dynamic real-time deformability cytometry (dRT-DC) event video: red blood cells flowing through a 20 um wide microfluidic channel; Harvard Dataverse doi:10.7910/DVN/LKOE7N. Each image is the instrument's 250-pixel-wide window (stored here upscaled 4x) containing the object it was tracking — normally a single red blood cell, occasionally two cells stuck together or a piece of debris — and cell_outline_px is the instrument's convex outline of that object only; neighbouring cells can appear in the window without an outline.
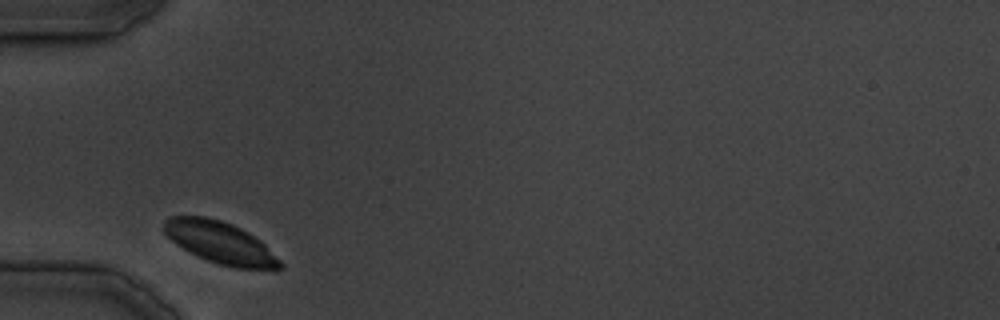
{"species": "common noctule bat (a hibernating species)", "species_latin": "Nyctalus noctula", "temperature_condition": "cold", "stored_images_in_passage": 23, "camera_frame_rate_fps": 3000, "um_per_image_px": 0.085, "animal": {"sex": "male", "body_mass_g": 19.5, "forearm_length_mm": 54.6}, "frame": {"image": 1, "passage_image": 1, "time_ms": 0.0, "image_size_px": [1000, 320], "cell_outline_px": [[284, 268], [236, 268], [220, 264], [208, 260], [176, 244], [160, 228], [164, 220], [168, 216], [204, 216], [220, 220], [232, 224], [248, 232], [260, 240], [284, 264]], "centroid_in_image_um": [18.69, 20.59], "position_along_channel_um": 66.3, "area_um2": 28.03}}